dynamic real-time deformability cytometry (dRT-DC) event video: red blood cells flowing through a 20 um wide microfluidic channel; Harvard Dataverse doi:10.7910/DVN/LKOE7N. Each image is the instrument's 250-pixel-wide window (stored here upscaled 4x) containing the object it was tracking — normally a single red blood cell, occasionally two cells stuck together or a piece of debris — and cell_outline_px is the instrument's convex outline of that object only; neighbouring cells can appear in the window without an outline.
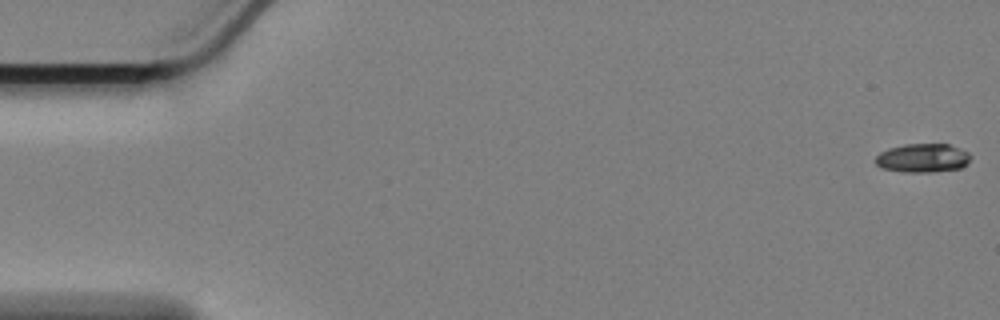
{"species": "Egyptian fruit bat (a non-hibernating species)", "species_latin": "Rousettus aegyptiacus", "temperature_condition": "cold", "stored_images_in_passage": 14, "camera_frame_rate_fps": 3000, "um_per_image_px": 0.085, "animal": {"sex": "female"}, "frame": {"image": 1, "passage_image": 1, "time_ms": 0.0, "image_size_px": [1000, 320], "cell_outline_px": [[972, 156], [960, 168], [932, 172], [904, 172], [884, 168], [876, 164], [876, 156], [880, 152], [888, 148], [904, 144], [948, 144], [968, 152]], "centroid_in_image_um": [78.41, 13.42], "position_along_channel_um": 6.6, "area_um2": 15.78}}
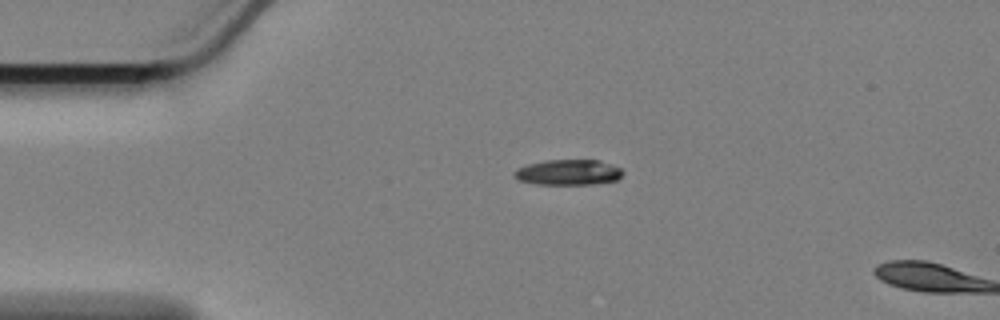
{"frame": {"image": 2, "passage_image": 13, "time_ms": 4.0, "image_size_px": [1000, 320], "cell_outline_px": [[624, 172], [616, 180], [592, 184], [536, 184], [520, 180], [516, 176], [516, 172], [520, 168], [528, 164], [548, 160], [600, 160], [620, 168]], "centroid_in_image_um": [48.36, 14.64], "position_along_channel_um": 36.6, "area_um2": 15.72}}